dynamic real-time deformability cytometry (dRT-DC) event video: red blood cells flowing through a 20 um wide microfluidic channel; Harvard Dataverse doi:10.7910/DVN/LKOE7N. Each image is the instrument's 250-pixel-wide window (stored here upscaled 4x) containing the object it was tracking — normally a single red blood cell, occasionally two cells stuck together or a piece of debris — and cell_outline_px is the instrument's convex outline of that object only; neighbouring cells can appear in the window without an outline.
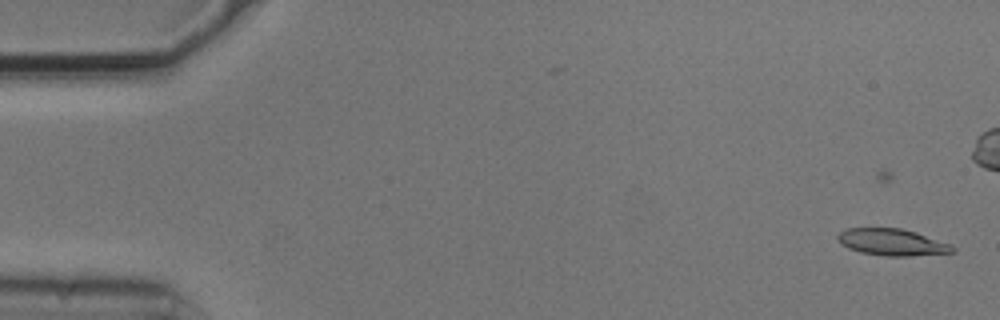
{"species": "common noctule bat (a hibernating species)", "species_latin": "Nyctalus noctula", "temperature_condition": "cold", "stored_images_in_passage": 6, "camera_frame_rate_fps": 3000, "um_per_image_px": 0.085, "animal": {"sex": "male", "body_mass_g": 20.5, "forearm_length_mm": 52.5}, "frame": {"image": 1, "passage_image": 2, "time_ms": 0.333, "image_size_px": [1000, 320], "cell_outline_px": [[956, 252], [908, 256], [888, 256], [860, 252], [848, 248], [840, 244], [836, 236], [840, 232], [848, 228], [900, 228], [916, 232], [952, 244], [956, 248]], "centroid_in_image_um": [75.85, 20.59], "position_along_channel_um": 9.2, "area_um2": 17.98}}